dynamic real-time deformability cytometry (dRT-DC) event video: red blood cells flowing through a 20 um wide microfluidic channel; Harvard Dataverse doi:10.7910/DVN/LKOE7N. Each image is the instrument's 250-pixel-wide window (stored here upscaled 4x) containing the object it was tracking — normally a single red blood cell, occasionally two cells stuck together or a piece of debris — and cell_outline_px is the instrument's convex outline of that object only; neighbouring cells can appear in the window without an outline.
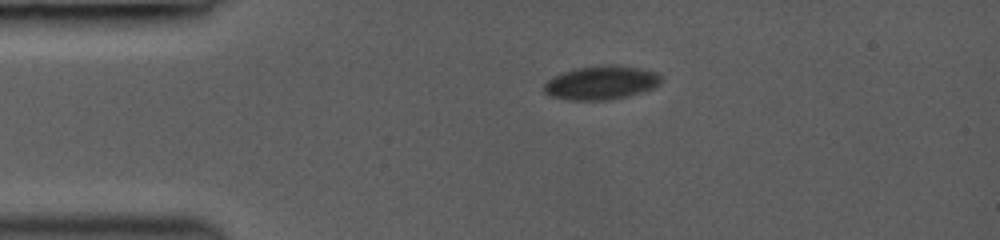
{"species": "common noctule bat (a hibernating species)", "species_latin": "Nyctalus noctula", "temperature_condition": "room temperature", "stored_images_in_passage": 7, "camera_frame_rate_fps": 3000, "um_per_image_px": 0.085, "animal": {"sex": "female", "body_mass_g": 19.0, "forearm_length_mm": 53.3}, "frame": {"image": 1, "passage_image": 1, "time_ms": 0.0, "image_size_px": [1000, 240], "cell_outline_px": [[660, 84], [652, 88], [628, 96], [604, 100], [568, 100], [548, 96], [544, 92], [544, 84], [552, 76], [576, 68], [612, 64], [636, 68], [656, 72], [660, 76]], "centroid_in_image_um": [51.05, 7.04], "position_along_channel_um": 34.0, "area_um2": 22.83}}
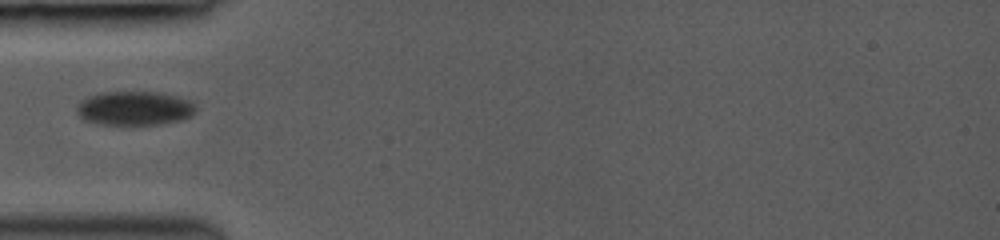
{"frame": {"image": 2, "passage_image": 4, "time_ms": 2.0, "image_size_px": [1000, 240], "cell_outline_px": [[196, 112], [192, 116], [180, 120], [160, 124], [100, 124], [84, 120], [76, 112], [76, 104], [80, 100], [96, 92], [156, 92], [176, 96], [188, 100], [196, 104]], "centroid_in_image_um": [11.41, 9.19], "position_along_channel_um": 73.6, "area_um2": 23.81}}
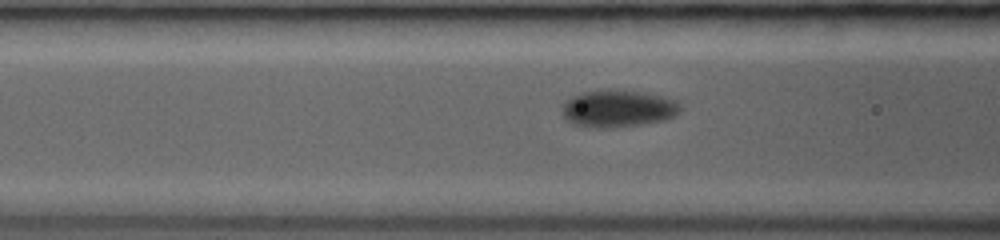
{"frame": {"image": 3, "passage_image": 6, "time_ms": 3.0, "image_size_px": [1000, 240], "cell_outline_px": [[680, 112], [676, 116], [664, 120], [640, 124], [612, 128], [592, 128], [572, 124], [564, 120], [560, 104], [564, 100], [580, 92], [608, 88], [644, 92], [676, 100], [680, 104]], "centroid_in_image_um": [52.45, 9.22], "position_along_channel_um": 114.1, "area_um2": 26.36}}